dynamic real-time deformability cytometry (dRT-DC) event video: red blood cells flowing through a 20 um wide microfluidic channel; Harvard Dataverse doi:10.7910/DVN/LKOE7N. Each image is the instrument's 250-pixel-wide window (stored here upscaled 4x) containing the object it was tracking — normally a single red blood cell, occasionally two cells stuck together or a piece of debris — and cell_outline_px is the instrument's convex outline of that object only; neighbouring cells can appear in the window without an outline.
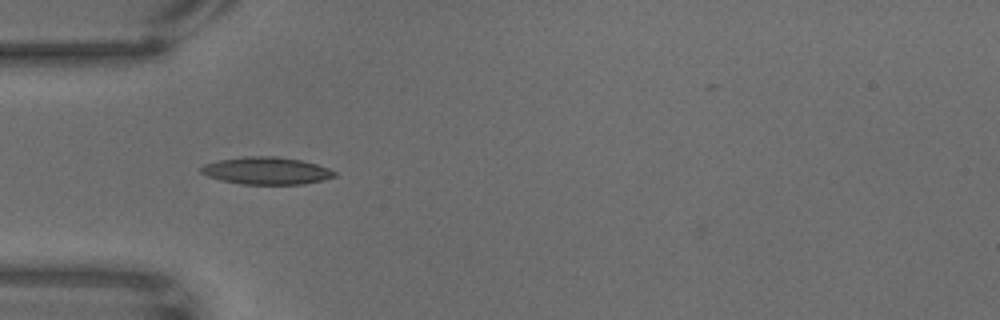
{"species": "common noctule bat (a hibernating species)", "species_latin": "Nyctalus noctula", "temperature_condition": "warm", "stored_images_in_passage": 47, "camera_frame_rate_fps": 3000, "um_per_image_px": 0.085, "animal": {"sex": "male", "body_mass_g": 18.8}, "frame": {"image": 1, "passage_image": 1, "time_ms": 0.0, "image_size_px": [1000, 320], "cell_outline_px": [[336, 176], [320, 180], [300, 184], [240, 184], [220, 180], [208, 176], [200, 172], [200, 168], [204, 164], [220, 160], [244, 156], [276, 156], [300, 160], [316, 164], [328, 168], [336, 172]], "centroid_in_image_um": [22.61, 14.51], "position_along_channel_um": 62.4, "area_um2": 21.1}}
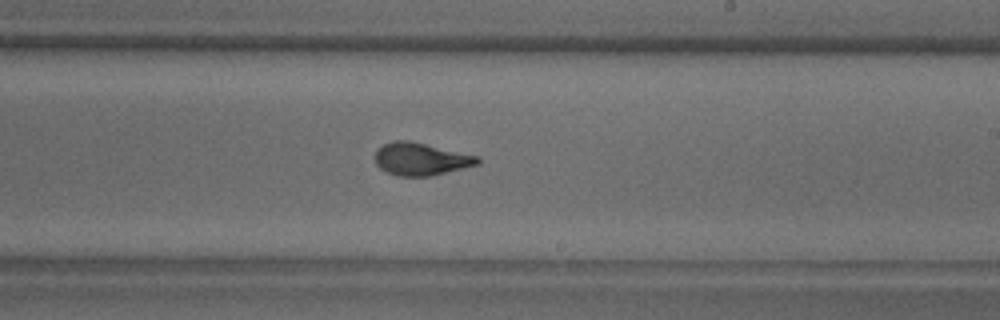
{"frame": {"image": 2, "passage_image": 20, "time_ms": 6.333, "image_size_px": [1000, 320], "cell_outline_px": [[480, 164], [428, 176], [396, 176], [380, 168], [376, 164], [376, 148], [392, 140], [408, 140], [480, 156]], "centroid_in_image_um": [35.77, 13.51], "position_along_channel_um": 253.2, "area_um2": 19.42}}
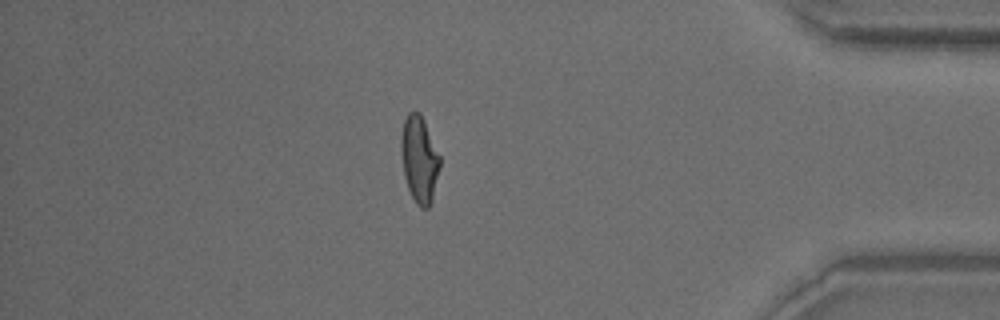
{"frame": {"image": 3, "passage_image": 38, "time_ms": 12.333, "image_size_px": [1000, 320], "cell_outline_px": [[440, 168], [432, 200], [428, 208], [420, 208], [416, 204], [408, 188], [404, 176], [400, 152], [400, 136], [404, 120], [408, 112], [420, 112], [424, 120], [440, 156]], "centroid_in_image_um": [35.63, 13.54], "position_along_channel_um": 399.6, "area_um2": 19.77}}